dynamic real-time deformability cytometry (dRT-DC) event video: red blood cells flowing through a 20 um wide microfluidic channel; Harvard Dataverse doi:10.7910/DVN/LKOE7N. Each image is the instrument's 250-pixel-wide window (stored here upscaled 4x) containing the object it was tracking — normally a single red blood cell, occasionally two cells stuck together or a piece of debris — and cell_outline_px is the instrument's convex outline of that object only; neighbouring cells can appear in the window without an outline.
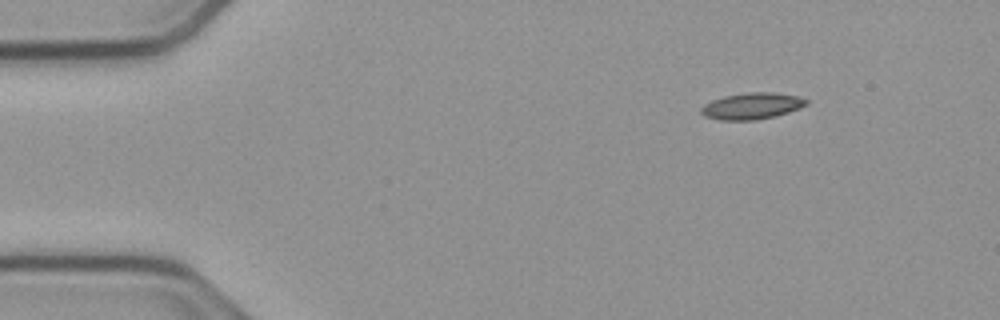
{"species": "common noctule bat (a hibernating species)", "species_latin": "Nyctalus noctula", "temperature_condition": "cold", "stored_images_in_passage": 48, "camera_frame_rate_fps": 3000, "um_per_image_px": 0.085, "animal": {"sex": "male", "body_mass_g": 23.1, "forearm_length_mm": 52.7}, "frame": {"image": 1, "passage_image": 1, "time_ms": 0.0, "image_size_px": [1000, 320], "cell_outline_px": [[808, 104], [800, 108], [788, 112], [756, 120], [720, 120], [704, 116], [700, 112], [700, 108], [704, 104], [712, 100], [724, 96], [748, 92], [776, 92], [796, 96], [808, 100]], "centroid_in_image_um": [63.89, 9.0], "position_along_channel_um": 21.1, "area_um2": 16.18}}
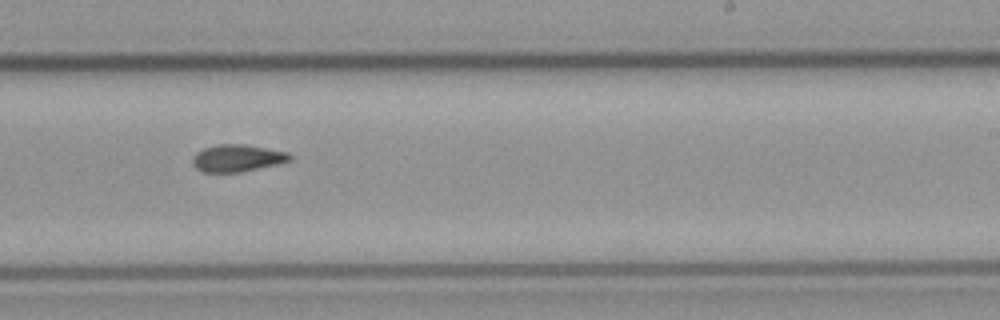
{"frame": {"image": 2, "passage_image": 27, "time_ms": 8.667, "image_size_px": [1000, 320], "cell_outline_px": [[292, 160], [280, 164], [240, 172], [200, 172], [192, 164], [192, 156], [196, 152], [204, 148], [216, 144], [244, 144], [288, 152], [292, 156]], "centroid_in_image_um": [20.16, 13.44], "position_along_channel_um": 268.8, "area_um2": 15.61}}
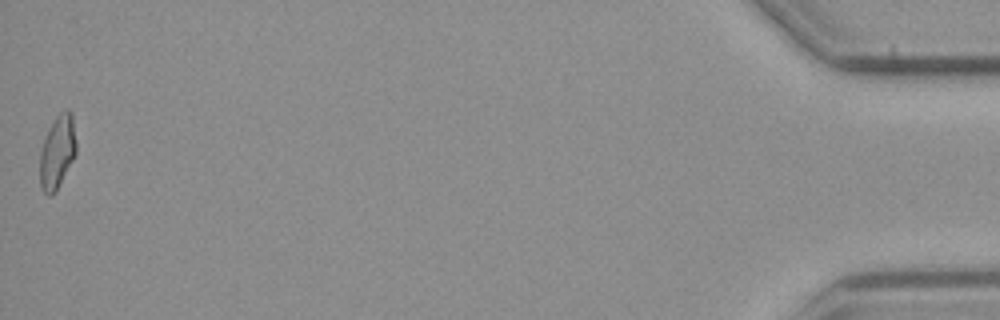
{"frame": {"image": 3, "passage_image": 48, "time_ms": 15.667, "image_size_px": [1000, 320], "cell_outline_px": [[76, 152], [56, 192], [52, 196], [48, 196], [44, 192], [40, 184], [40, 152], [48, 128], [56, 116], [64, 108], [68, 108], [72, 112], [76, 140]], "centroid_in_image_um": [4.88, 12.89], "position_along_channel_um": 430.3, "area_um2": 15.61}, "authors_computed_cell_mechanics": {"area_um2": 15.5771, "velocity_mm_per_s": 3.801, "shape_relaxation_time_tau1_ms": null, "shape_relaxation_time_tau2_ms": 4.6506, "deformation_change_tau1": null, "deformation_change_tau2": 0.1101}}